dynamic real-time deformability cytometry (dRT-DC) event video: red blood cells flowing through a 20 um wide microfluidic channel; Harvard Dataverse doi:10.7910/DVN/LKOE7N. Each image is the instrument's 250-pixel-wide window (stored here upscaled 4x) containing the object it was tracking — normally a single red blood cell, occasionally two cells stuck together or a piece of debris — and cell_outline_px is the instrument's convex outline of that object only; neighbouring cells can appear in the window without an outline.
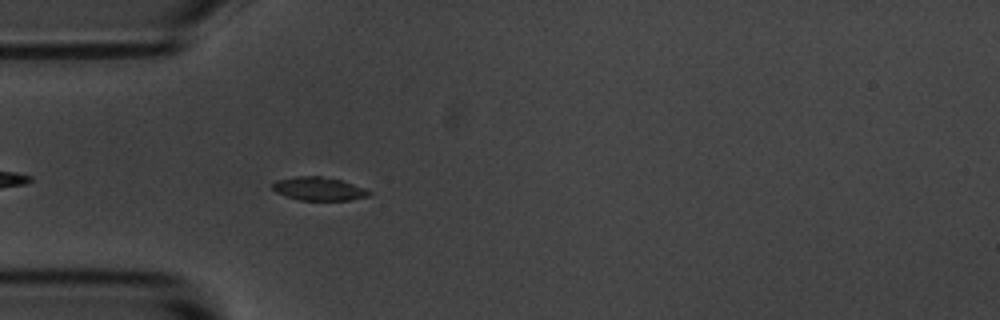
{"species": "common noctule bat (a hibernating species)", "species_latin": "Nyctalus noctula", "temperature_condition": "room temperature", "stored_images_in_passage": 43, "camera_frame_rate_fps": 3000, "um_per_image_px": 0.085, "animal": {"sex": "male", "body_mass_g": 20.1, "forearm_length_mm": 53.5}, "frame": {"image": 1, "passage_image": 4, "time_ms": 1.0, "image_size_px": [1000, 320], "cell_outline_px": [[372, 196], [348, 200], [300, 200], [276, 192], [272, 188], [272, 184], [276, 180], [296, 176], [320, 176], [340, 180], [364, 188], [372, 192]], "centroid_in_image_um": [27.11, 16.05], "position_along_channel_um": 57.9, "area_um2": 13.06}}
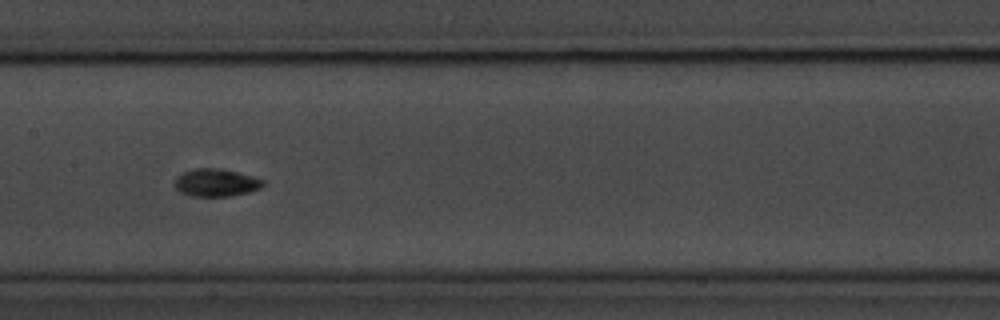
{"frame": {"image": 2, "passage_image": 15, "time_ms": 4.667, "image_size_px": [1000, 320], "cell_outline_px": [[264, 184], [260, 188], [248, 192], [232, 196], [192, 196], [180, 192], [172, 184], [176, 176], [184, 172], [196, 168], [220, 168], [252, 176], [264, 180]], "centroid_in_image_um": [18.32, 15.52], "position_along_channel_um": 189.1, "area_um2": 14.28}}
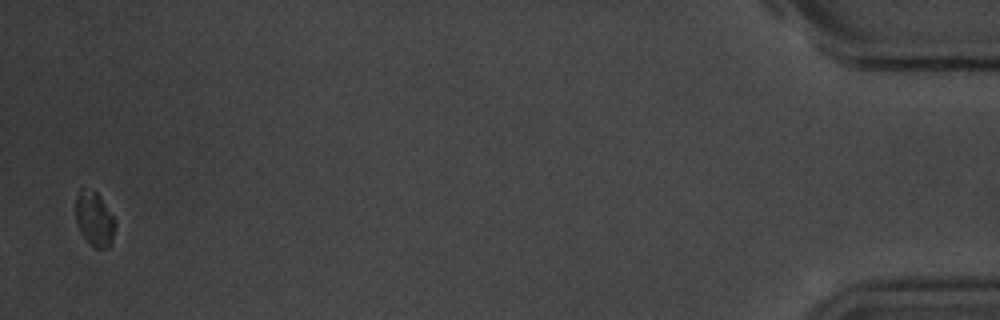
{"frame": {"image": 3, "passage_image": 42, "time_ms": 13.667, "image_size_px": [1000, 320], "cell_outline_px": [[116, 224], [112, 240], [108, 248], [96, 248], [84, 236], [76, 224], [76, 196], [80, 188], [84, 188], [96, 192], [100, 196], [116, 220]], "centroid_in_image_um": [8.04, 18.59], "position_along_channel_um": 427.2, "area_um2": 12.43}, "authors_computed_cell_mechanics": {"area_um2": 13.3518, "velocity_mm_per_s": 3.6536, "shape_relaxation_time_tau1_ms": 4.8867, "shape_relaxation_time_tau2_ms": null, "deformation_change_tau1": 0.1605, "deformation_change_tau2": null}}